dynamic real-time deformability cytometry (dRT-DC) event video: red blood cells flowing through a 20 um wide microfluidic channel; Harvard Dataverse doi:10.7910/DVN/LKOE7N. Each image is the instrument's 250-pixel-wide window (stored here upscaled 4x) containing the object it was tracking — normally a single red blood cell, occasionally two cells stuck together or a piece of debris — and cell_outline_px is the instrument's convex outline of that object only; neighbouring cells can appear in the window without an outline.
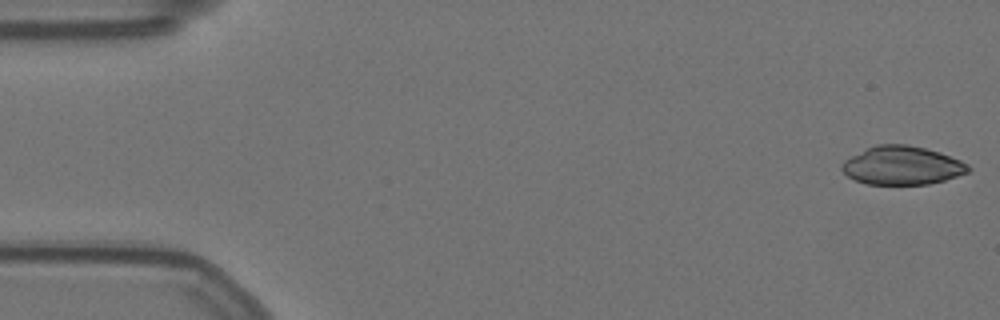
{"species": "Egyptian fruit bat (a non-hibernating species)", "species_latin": "Rousettus aegyptiacus", "temperature_condition": "warm", "stored_images_in_passage": 56, "camera_frame_rate_fps": 3000, "um_per_image_px": 0.085, "animal": {"sex": "female"}, "frame": {"image": 1, "passage_image": 1, "time_ms": 0.0, "image_size_px": [1000, 320], "cell_outline_px": [[972, 168], [968, 172], [944, 180], [928, 184], [868, 184], [856, 180], [848, 176], [840, 168], [844, 160], [876, 144], [908, 144], [940, 152], [960, 160], [968, 164]], "centroid_in_image_um": [76.69, 14.06], "position_along_channel_um": 8.3, "area_um2": 28.15}}
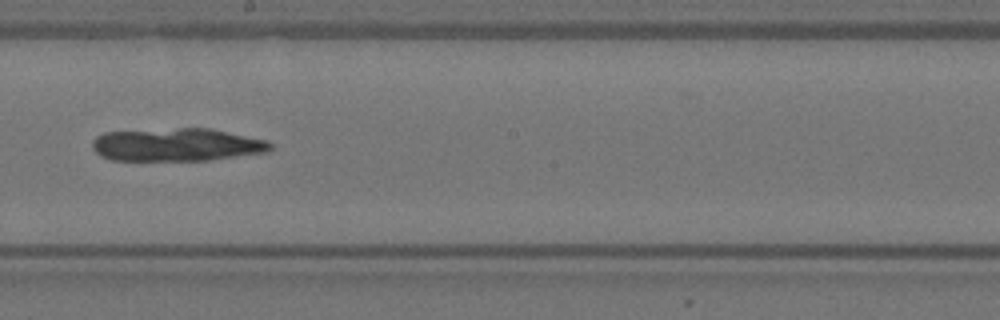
{"frame": {"image": 2, "passage_image": 31, "time_ms": 10.0, "image_size_px": [1000, 320], "cell_outline_px": [[272, 148], [268, 152], [208, 160], [112, 160], [100, 156], [92, 148], [92, 140], [96, 136], [104, 132], [180, 128], [212, 128], [268, 140], [272, 144]], "centroid_in_image_um": [15.04, 12.3], "position_along_channel_um": 233.2, "area_um2": 34.39}}
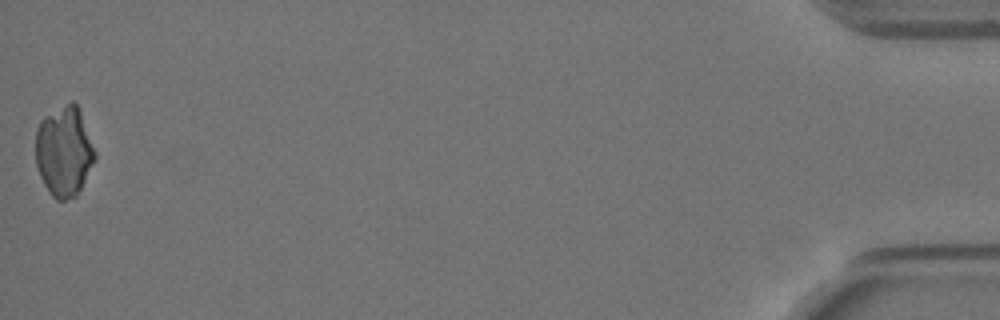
{"frame": {"image": 3, "passage_image": 56, "time_ms": 18.333, "image_size_px": [1000, 320], "cell_outline_px": [[96, 160], [76, 196], [64, 200], [56, 200], [52, 196], [44, 184], [40, 176], [36, 164], [36, 132], [40, 120], [44, 116], [72, 100], [80, 108], [96, 152]], "centroid_in_image_um": [5.46, 12.85], "position_along_channel_um": 429.7, "area_um2": 31.33}}